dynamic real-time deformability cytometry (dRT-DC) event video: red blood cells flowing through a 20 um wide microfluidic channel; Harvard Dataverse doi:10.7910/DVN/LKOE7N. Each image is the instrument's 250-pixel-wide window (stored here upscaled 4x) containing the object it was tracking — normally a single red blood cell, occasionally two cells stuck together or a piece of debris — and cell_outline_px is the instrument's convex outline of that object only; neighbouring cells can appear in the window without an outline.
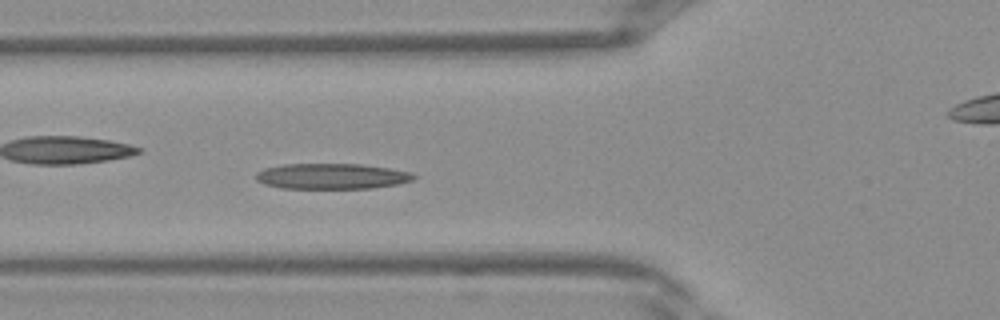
{"species": "Egyptian fruit bat (a non-hibernating species)", "species_latin": "Rousettus aegyptiacus", "temperature_condition": "warm", "stored_images_in_passage": 34, "camera_frame_rate_fps": 3000, "um_per_image_px": 0.085, "frame": {"image": 1, "passage_image": 8, "time_ms": 2.333, "image_size_px": [1000, 320], "cell_outline_px": [[416, 176], [412, 180], [396, 184], [372, 188], [280, 188], [264, 184], [256, 180], [256, 172], [264, 168], [284, 164], [360, 164], [388, 168], [412, 172]], "centroid_in_image_um": [28.17, 14.98], "position_along_channel_um": 97.6, "area_um2": 23.47}}
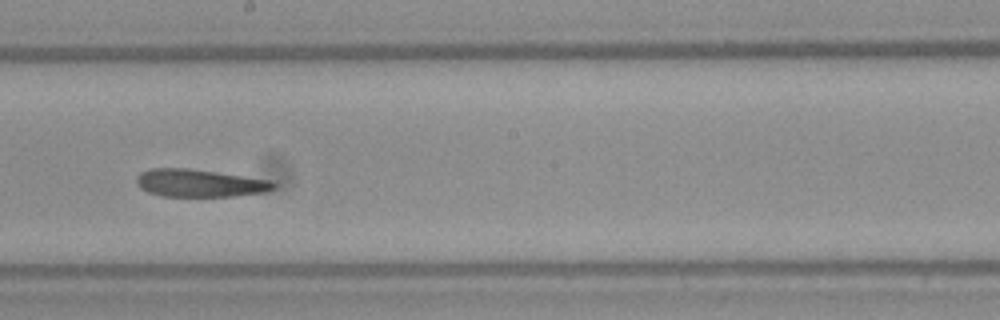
{"frame": {"image": 2, "passage_image": 16, "time_ms": 5.0, "image_size_px": [1000, 320], "cell_outline_px": [[276, 188], [264, 192], [236, 196], [160, 196], [148, 192], [140, 188], [136, 184], [136, 176], [140, 172], [148, 168], [188, 168], [272, 180], [276, 184]], "centroid_in_image_um": [16.94, 15.56], "position_along_channel_um": 231.3, "area_um2": 22.25}}
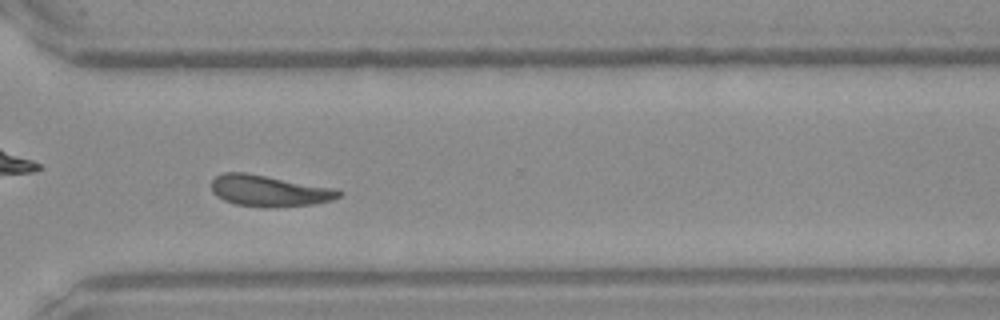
{"frame": {"image": 3, "passage_image": 23, "time_ms": 7.333, "image_size_px": [1000, 320], "cell_outline_px": [[344, 192], [340, 196], [332, 200], [316, 204], [268, 208], [264, 208], [236, 204], [224, 200], [216, 196], [212, 192], [212, 180], [216, 176], [224, 172], [244, 172], [332, 188]], "centroid_in_image_um": [22.86, 16.23], "position_along_channel_um": 347.7, "area_um2": 23.12}}